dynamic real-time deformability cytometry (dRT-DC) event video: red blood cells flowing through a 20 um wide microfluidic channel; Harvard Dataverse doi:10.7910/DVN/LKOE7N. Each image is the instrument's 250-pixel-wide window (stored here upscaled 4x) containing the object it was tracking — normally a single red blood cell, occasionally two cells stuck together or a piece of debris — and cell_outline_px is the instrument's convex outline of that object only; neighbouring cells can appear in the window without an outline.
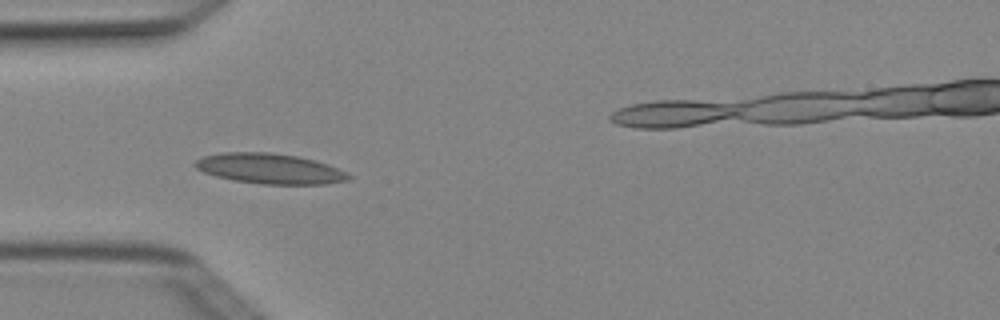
{"species": "Egyptian fruit bat (a non-hibernating species)", "species_latin": "Rousettus aegyptiacus", "temperature_condition": "cold", "stored_images_in_passage": 7, "camera_frame_rate_fps": 3000, "um_per_image_px": 0.085, "animal": {"sex": "female"}, "frame": {"image": 1, "passage_image": 3, "time_ms": 0.667, "image_size_px": [1000, 320], "cell_outline_px": [[352, 176], [348, 180], [328, 184], [260, 184], [232, 180], [216, 176], [204, 172], [196, 168], [192, 164], [196, 160], [204, 156], [224, 152], [272, 152], [296, 156], [316, 160], [328, 164]], "centroid_in_image_um": [22.92, 14.33], "position_along_channel_um": 62.1, "area_um2": 27.11}}
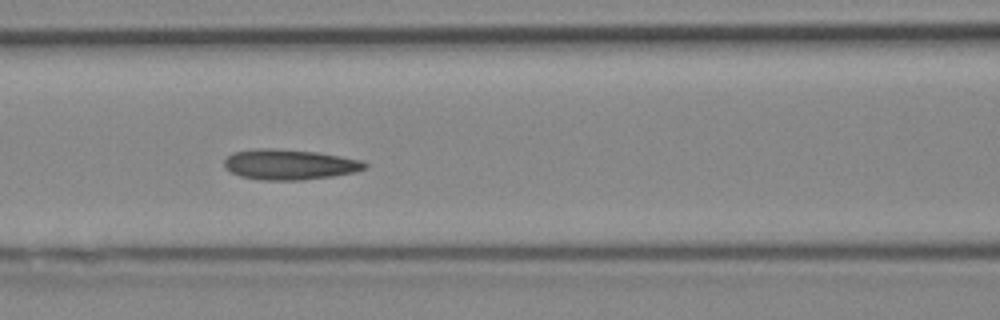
{"frame": {"image": 2, "passage_image": 5, "time_ms": 1.333, "image_size_px": [1000, 320], "cell_outline_px": [[368, 168], [356, 172], [332, 176], [300, 180], [260, 180], [240, 176], [224, 168], [224, 160], [232, 152], [256, 148], [272, 148], [316, 152], [364, 160], [368, 164]], "centroid_in_image_um": [24.62, 13.98], "position_along_channel_um": 142.0, "area_um2": 25.09}}
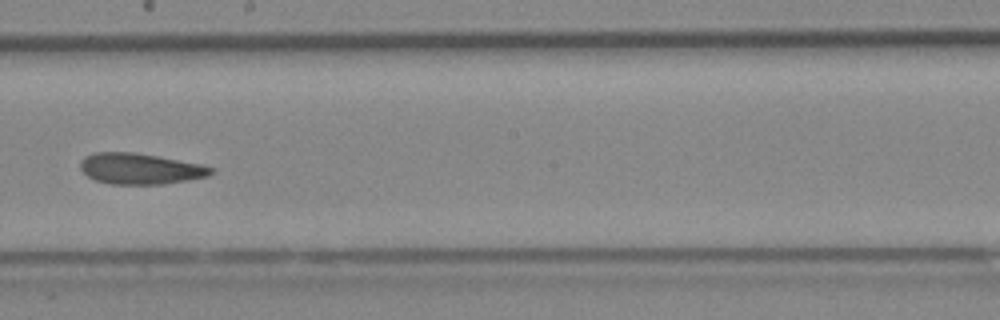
{"frame": {"image": 3, "passage_image": 7, "time_ms": 2.0, "image_size_px": [1000, 320], "cell_outline_px": [[212, 172], [208, 176], [164, 184], [112, 184], [96, 180], [88, 176], [80, 168], [80, 160], [84, 156], [92, 152], [132, 152], [156, 156], [200, 164], [212, 168]], "centroid_in_image_um": [11.85, 14.33], "position_along_channel_um": 236.3, "area_um2": 23.29}}